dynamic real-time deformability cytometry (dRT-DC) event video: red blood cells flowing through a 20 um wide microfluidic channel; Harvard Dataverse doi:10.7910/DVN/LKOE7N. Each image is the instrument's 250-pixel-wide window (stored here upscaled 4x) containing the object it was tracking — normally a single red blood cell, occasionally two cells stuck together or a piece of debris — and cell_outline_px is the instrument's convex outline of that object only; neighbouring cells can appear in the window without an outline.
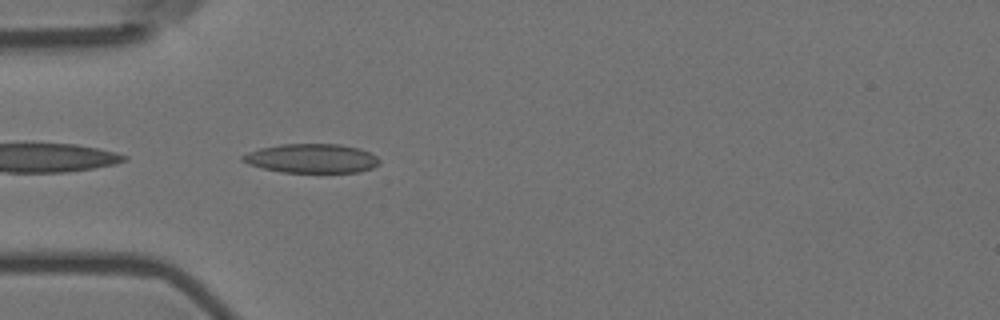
{"species": "Egyptian fruit bat (a non-hibernating species)", "species_latin": "Rousettus aegyptiacus", "temperature_condition": "room temperature", "stored_images_in_passage": 40, "camera_frame_rate_fps": 3000, "um_per_image_px": 0.085, "animal": {"sex": "female"}, "frame": {"image": 1, "passage_image": 1, "time_ms": 0.0, "image_size_px": [1000, 320], "cell_outline_px": [[380, 164], [372, 168], [360, 172], [280, 172], [248, 164], [240, 160], [240, 156], [248, 152], [260, 148], [280, 144], [340, 144], [360, 148], [376, 156], [380, 160]], "centroid_in_image_um": [26.49, 13.46], "position_along_channel_um": 58.5, "area_um2": 23.29}}
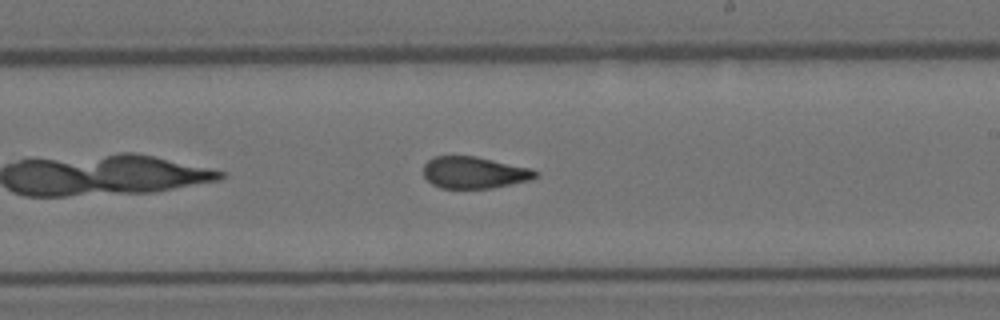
{"frame": {"image": 2, "passage_image": 17, "time_ms": 5.333, "image_size_px": [1000, 320], "cell_outline_px": [[540, 172], [532, 180], [492, 188], [440, 188], [432, 184], [424, 176], [424, 164], [432, 156], [476, 156], [532, 168]], "centroid_in_image_um": [40.33, 14.66], "position_along_channel_um": 248.7, "area_um2": 20.92}}
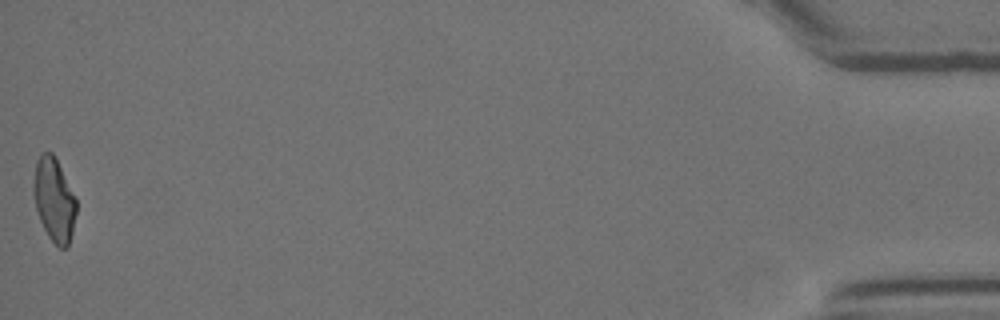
{"frame": {"image": 3, "passage_image": 40, "time_ms": 13.0, "image_size_px": [1000, 320], "cell_outline_px": [[76, 212], [72, 232], [68, 248], [60, 248], [48, 236], [40, 220], [36, 208], [32, 192], [32, 184], [36, 160], [40, 152], [52, 152], [76, 196]], "centroid_in_image_um": [4.58, 16.95], "position_along_channel_um": 430.6, "area_um2": 20.98}, "authors_computed_cell_mechanics": {"area_um2": 21.386, "velocity_mm_per_s": 3.6233, "shape_relaxation_time_tau1_ms": null, "shape_relaxation_time_tau2_ms": 2.4016, "deformation_change_tau1": null, "deformation_change_tau2": 0.0956}}